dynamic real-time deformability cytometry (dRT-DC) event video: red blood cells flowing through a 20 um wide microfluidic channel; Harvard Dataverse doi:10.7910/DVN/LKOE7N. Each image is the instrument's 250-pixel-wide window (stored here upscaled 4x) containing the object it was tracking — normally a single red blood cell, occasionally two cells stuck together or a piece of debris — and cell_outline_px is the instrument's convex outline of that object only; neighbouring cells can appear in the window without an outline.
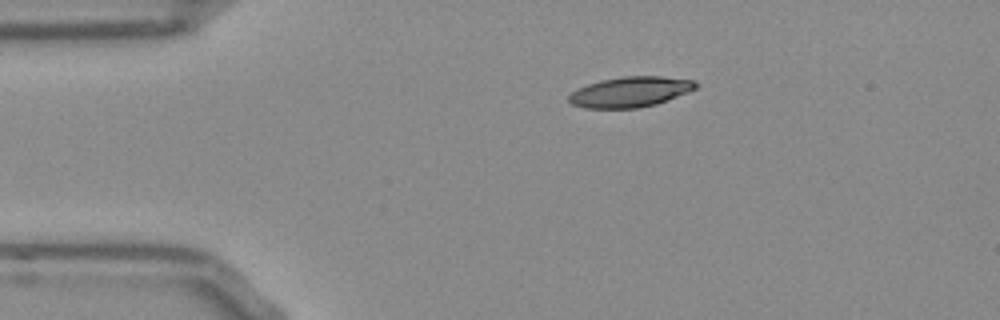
{"species": "Egyptian fruit bat (a non-hibernating species)", "species_latin": "Rousettus aegyptiacus", "temperature_condition": "room temperature", "stored_images_in_passage": 43, "camera_frame_rate_fps": 3000, "um_per_image_px": 0.085, "frame": {"image": 1, "passage_image": 1, "time_ms": 0.0, "image_size_px": [1000, 320], "cell_outline_px": [[700, 84], [696, 88], [688, 92], [656, 104], [636, 108], [584, 108], [572, 104], [568, 100], [568, 96], [572, 92], [588, 84], [600, 80], [624, 76], [660, 76], [696, 80]], "centroid_in_image_um": [53.6, 7.8], "position_along_channel_um": 31.4, "area_um2": 22.43}}
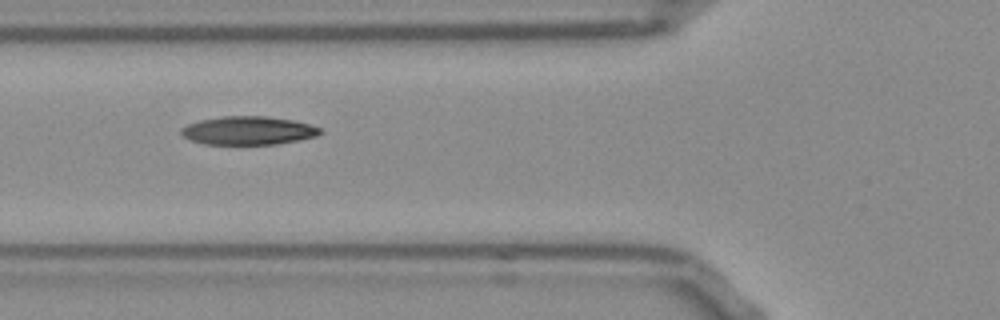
{"frame": {"image": 2, "passage_image": 10, "time_ms": 3.0, "image_size_px": [1000, 320], "cell_outline_px": [[324, 132], [316, 136], [276, 144], [204, 144], [188, 140], [180, 132], [180, 128], [188, 124], [200, 120], [224, 116], [268, 116], [296, 120], [320, 128]], "centroid_in_image_um": [21.09, 11.09], "position_along_channel_um": 104.7, "area_um2": 23.06}}
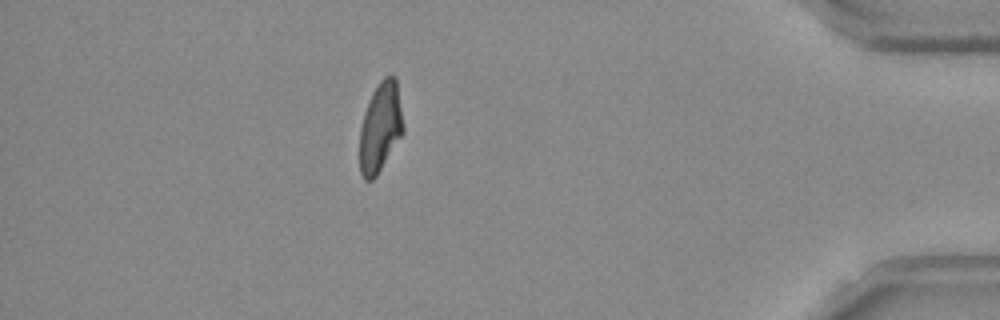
{"frame": {"image": 3, "passage_image": 37, "time_ms": 12.0, "image_size_px": [1000, 320], "cell_outline_px": [[404, 132], [376, 176], [372, 180], [364, 180], [360, 172], [360, 128], [364, 112], [372, 92], [380, 80], [384, 76], [396, 76], [404, 128]], "centroid_in_image_um": [32.33, 10.8], "position_along_channel_um": 402.9, "area_um2": 22.72}, "authors_computed_cell_mechanics": {"area_um2": 22.8888, "velocity_mm_per_s": 3.8532, "shape_relaxation_time_tau1_ms": 6.0361, "shape_relaxation_time_tau2_ms": 2.9117, "deformation_change_tau1": 0.1906, "deformation_change_tau2": 0.0891}}